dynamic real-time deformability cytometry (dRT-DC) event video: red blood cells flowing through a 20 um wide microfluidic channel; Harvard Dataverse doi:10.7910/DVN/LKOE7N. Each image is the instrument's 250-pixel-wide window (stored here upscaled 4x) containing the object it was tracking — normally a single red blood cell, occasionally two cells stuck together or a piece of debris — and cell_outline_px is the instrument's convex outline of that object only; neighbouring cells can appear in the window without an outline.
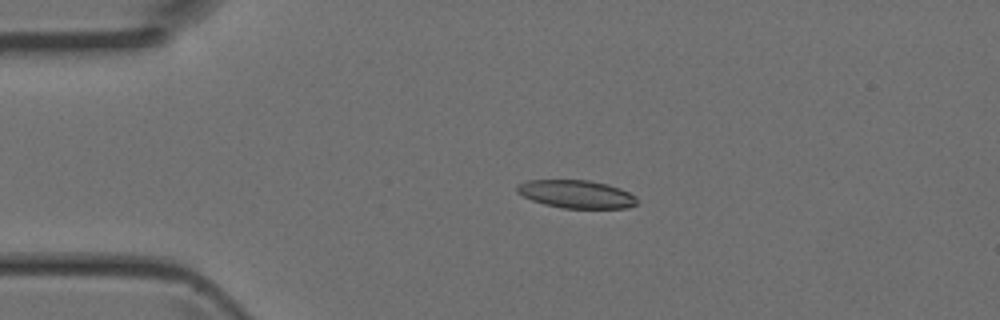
{"species": "Egyptian fruit bat (a non-hibernating species)", "species_latin": "Rousettus aegyptiacus", "temperature_condition": "room temperature", "stored_images_in_passage": 2, "camera_frame_rate_fps": 3000, "um_per_image_px": 0.085, "animal": {"sex": "female"}, "frame": {"image": 1, "passage_image": 1, "time_ms": 0.0, "image_size_px": [1000, 320], "cell_outline_px": [[636, 204], [628, 208], [564, 208], [544, 204], [532, 200], [516, 192], [516, 184], [528, 180], [588, 180], [608, 184], [620, 188], [636, 196]], "centroid_in_image_um": [48.97, 16.49], "position_along_channel_um": 36.0, "area_um2": 19.59}}